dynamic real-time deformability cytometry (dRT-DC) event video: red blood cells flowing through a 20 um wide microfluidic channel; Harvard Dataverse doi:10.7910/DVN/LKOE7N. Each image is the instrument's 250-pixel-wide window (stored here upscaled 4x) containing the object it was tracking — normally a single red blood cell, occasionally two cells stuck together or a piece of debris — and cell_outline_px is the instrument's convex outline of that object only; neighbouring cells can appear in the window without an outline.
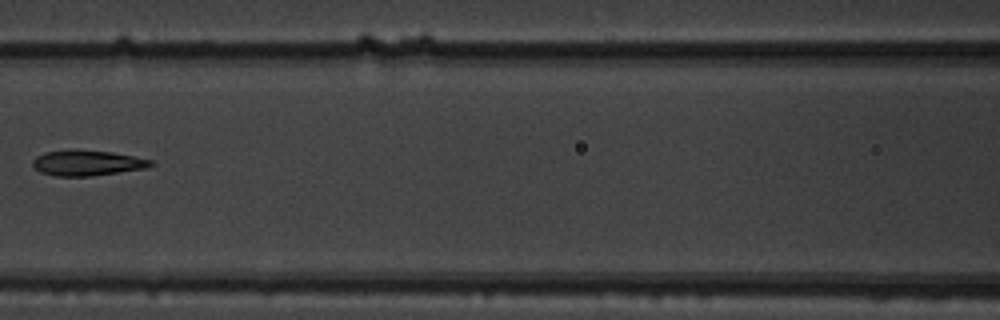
{"species": "common noctule bat (a hibernating species)", "species_latin": "Nyctalus noctula", "temperature_condition": "warm", "stored_images_in_passage": 8, "camera_frame_rate_fps": 3000, "um_per_image_px": 0.085, "animal": {"sex": "male", "body_mass_g": 19.5, "forearm_length_mm": 54.6}, "frame": {"image": 1, "passage_image": 7, "time_ms": 2.0, "image_size_px": [1000, 320], "cell_outline_px": [[156, 164], [148, 168], [92, 176], [52, 176], [40, 172], [32, 164], [32, 160], [36, 156], [44, 152], [112, 152], [152, 160]], "centroid_in_image_um": [7.45, 13.9], "position_along_channel_um": 159.1, "area_um2": 16.94}}
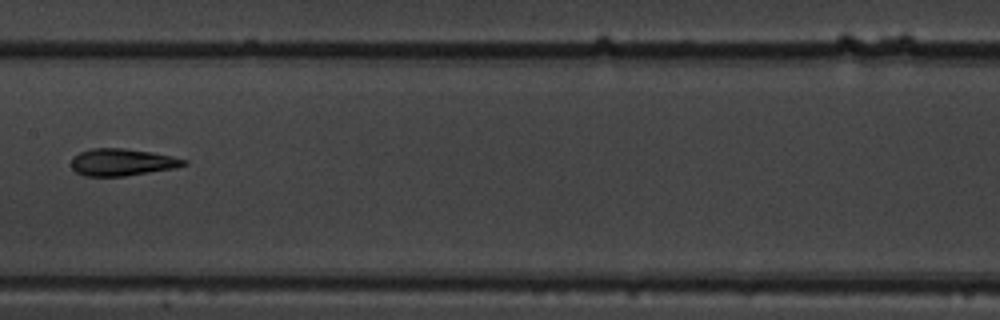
{"frame": {"image": 2, "passage_image": 8, "time_ms": 2.333, "image_size_px": [1000, 320], "cell_outline_px": [[188, 164], [176, 168], [124, 176], [84, 176], [76, 172], [72, 168], [72, 156], [80, 152], [92, 148], [124, 148], [172, 156], [188, 160]], "centroid_in_image_um": [10.38, 13.79], "position_along_channel_um": 197.0, "area_um2": 17.74}}